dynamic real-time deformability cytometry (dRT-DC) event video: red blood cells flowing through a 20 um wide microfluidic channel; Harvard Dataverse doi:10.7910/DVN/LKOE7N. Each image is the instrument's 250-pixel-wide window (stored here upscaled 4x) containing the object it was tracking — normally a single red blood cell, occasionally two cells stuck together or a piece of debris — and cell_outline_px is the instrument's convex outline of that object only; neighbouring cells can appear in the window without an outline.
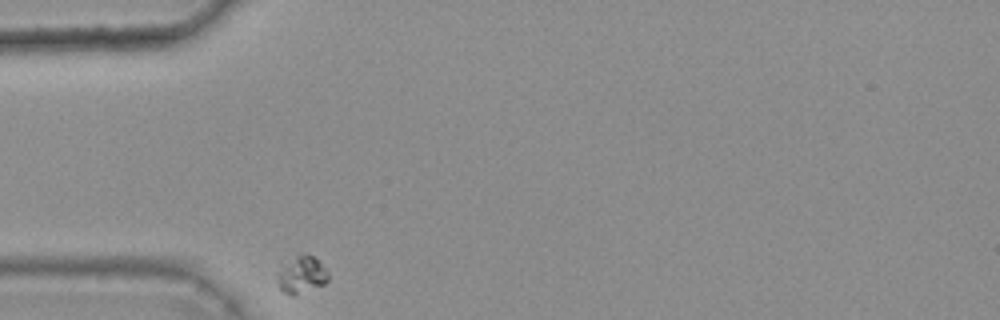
{"species": "common noctule bat (a hibernating species)", "species_latin": "Nyctalus noctula", "temperature_condition": "warm", "stored_images_in_passage": 33, "camera_frame_rate_fps": 3000, "um_per_image_px": 0.085, "animal": {"sex": "female", "body_mass_g": 25.1}, "frame": {"image": 1, "passage_image": 1, "time_ms": 0.0, "image_size_px": [1000, 320], "cell_outline_px": [[328, 280], [324, 284], [292, 296], [284, 292], [280, 288], [280, 272], [296, 256], [304, 252], [312, 256], [328, 272]], "centroid_in_image_um": [25.71, 23.37], "position_along_channel_um": 59.3, "area_um2": 10.17}}
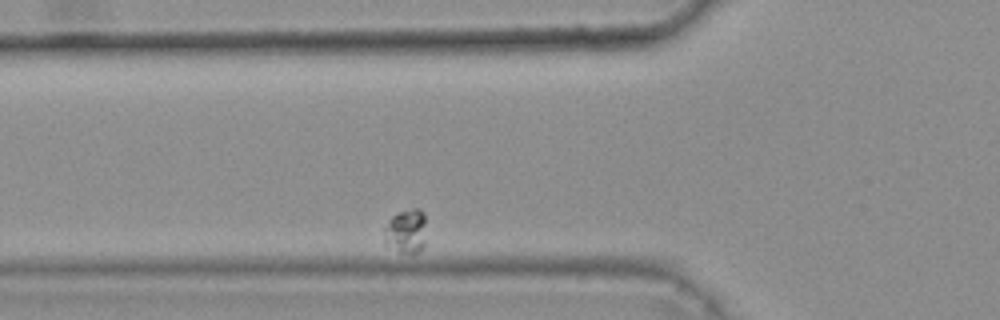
{"frame": {"image": 2, "passage_image": 5, "time_ms": 1.333, "image_size_px": [1000, 320], "cell_outline_px": [[424, 248], [416, 252], [400, 252], [384, 244], [384, 228], [388, 220], [392, 216], [400, 212], [412, 208], [416, 208], [424, 212]], "centroid_in_image_um": [34.48, 19.65], "position_along_channel_um": 91.3, "area_um2": 10.75}}
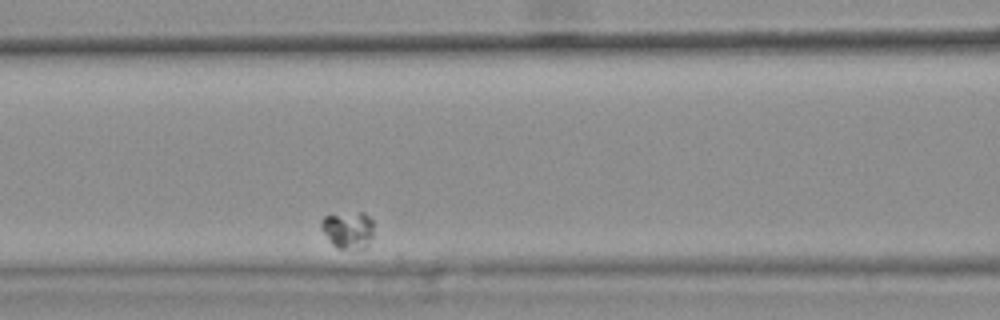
{"frame": {"image": 3, "passage_image": 10, "time_ms": 3.0, "image_size_px": [1000, 320], "cell_outline_px": [[372, 236], [364, 248], [336, 248], [332, 244], [320, 228], [320, 220], [324, 216], [360, 212], [364, 212], [372, 220]], "centroid_in_image_um": [29.55, 19.53], "position_along_channel_um": 137.0, "area_um2": 11.16}}